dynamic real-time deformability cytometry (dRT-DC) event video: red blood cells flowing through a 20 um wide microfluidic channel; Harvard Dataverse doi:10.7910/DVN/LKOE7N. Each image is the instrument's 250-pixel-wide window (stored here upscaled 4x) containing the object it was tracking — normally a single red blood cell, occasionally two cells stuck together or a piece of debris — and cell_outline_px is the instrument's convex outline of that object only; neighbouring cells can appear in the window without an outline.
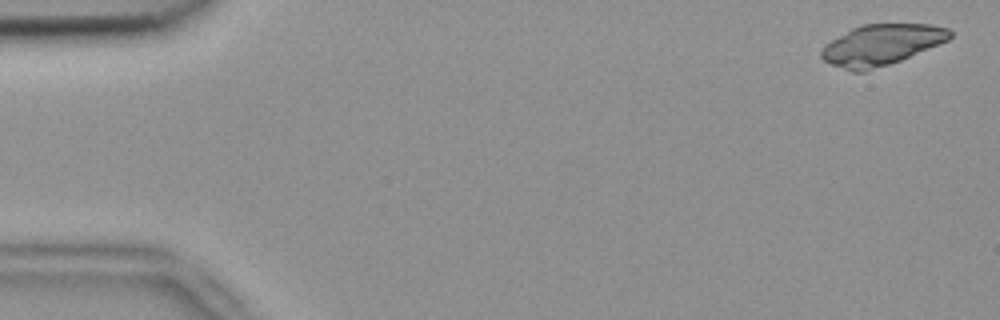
{"species": "common noctule bat (a hibernating species)", "species_latin": "Nyctalus noctula", "temperature_condition": "room temperature", "stored_images_in_passage": 6, "camera_frame_rate_fps": 3000, "um_per_image_px": 0.085, "animal": {"sex": "female", "body_mass_g": 18.4}, "frame": {"image": 1, "passage_image": 1, "time_ms": 0.0, "image_size_px": [1000, 320], "cell_outline_px": [[952, 36], [948, 40], [900, 60], [864, 72], [852, 72], [832, 64], [824, 60], [820, 56], [820, 52], [832, 40], [852, 28], [860, 24], [932, 24], [948, 28], [952, 32]], "centroid_in_image_um": [74.93, 3.8], "position_along_channel_um": 10.1, "area_um2": 30.17}}